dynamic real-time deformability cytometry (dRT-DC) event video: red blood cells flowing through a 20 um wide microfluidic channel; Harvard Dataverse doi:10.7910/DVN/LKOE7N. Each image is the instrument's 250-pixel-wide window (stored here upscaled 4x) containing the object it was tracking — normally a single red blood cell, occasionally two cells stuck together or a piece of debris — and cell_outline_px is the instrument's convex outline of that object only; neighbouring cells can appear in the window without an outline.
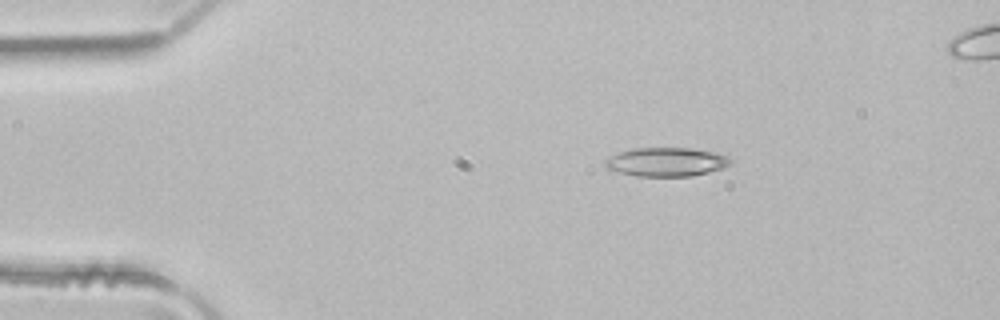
{"species": "common noctule bat (a hibernating species)", "species_latin": "Nyctalus noctula", "temperature_condition": "room temperature", "stored_images_in_passage": 4, "camera_frame_rate_fps": 3000, "um_per_image_px": 0.085, "animal": {"sex": "male", "body_mass_g": 21.5, "forearm_length_mm": 52.0}, "frame": {"image": 1, "passage_image": 2, "time_ms": 0.333, "image_size_px": [1000, 320], "cell_outline_px": [[732, 164], [724, 168], [692, 176], [636, 176], [620, 172], [608, 168], [604, 164], [604, 160], [620, 152], [632, 148], [692, 148], [716, 152], [728, 156], [732, 160]], "centroid_in_image_um": [56.7, 13.76], "position_along_channel_um": 28.3, "area_um2": 21.1}}